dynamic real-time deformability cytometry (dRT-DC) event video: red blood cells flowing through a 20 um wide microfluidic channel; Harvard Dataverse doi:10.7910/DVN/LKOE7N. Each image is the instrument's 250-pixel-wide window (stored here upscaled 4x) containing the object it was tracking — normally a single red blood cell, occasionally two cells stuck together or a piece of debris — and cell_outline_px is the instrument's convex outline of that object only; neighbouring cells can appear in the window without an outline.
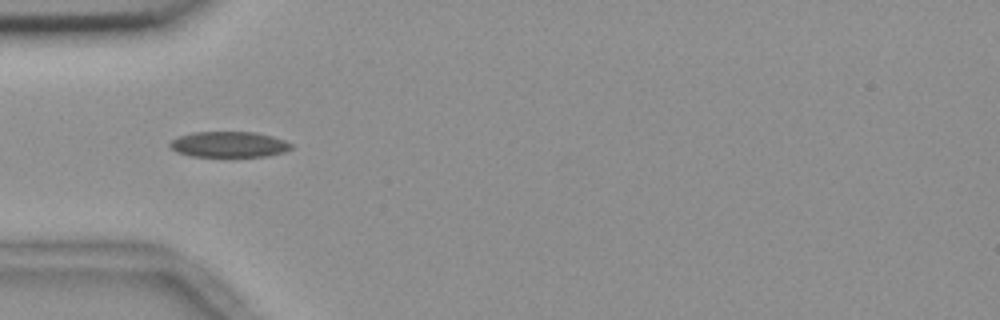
{"species": "common noctule bat (a hibernating species)", "species_latin": "Nyctalus noctula", "temperature_condition": "room temperature", "stored_images_in_passage": 55, "camera_frame_rate_fps": 3000, "um_per_image_px": 0.085, "animal": {"sex": "female", "body_mass_g": 18.4}, "frame": {"image": 1, "passage_image": 17, "time_ms": 5.333, "image_size_px": [1000, 320], "cell_outline_px": [[292, 148], [284, 152], [268, 156], [232, 160], [228, 160], [192, 156], [176, 152], [168, 144], [172, 140], [180, 136], [192, 132], [256, 132], [272, 136], [284, 140], [292, 144]], "centroid_in_image_um": [19.48, 12.34], "position_along_channel_um": 65.5, "area_um2": 19.25}}
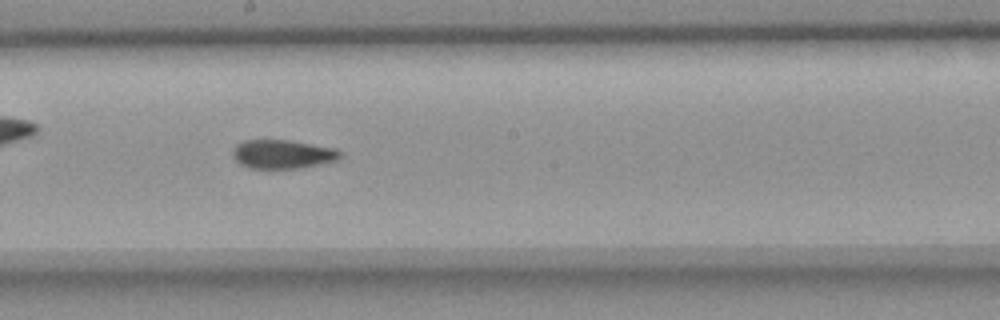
{"frame": {"image": 2, "passage_image": 30, "time_ms": 9.667, "image_size_px": [1000, 320], "cell_outline_px": [[344, 156], [336, 160], [296, 168], [248, 168], [240, 164], [232, 156], [232, 152], [236, 144], [244, 140], [288, 140], [336, 148], [344, 152]], "centroid_in_image_um": [24.02, 13.09], "position_along_channel_um": 224.2, "area_um2": 18.03}}
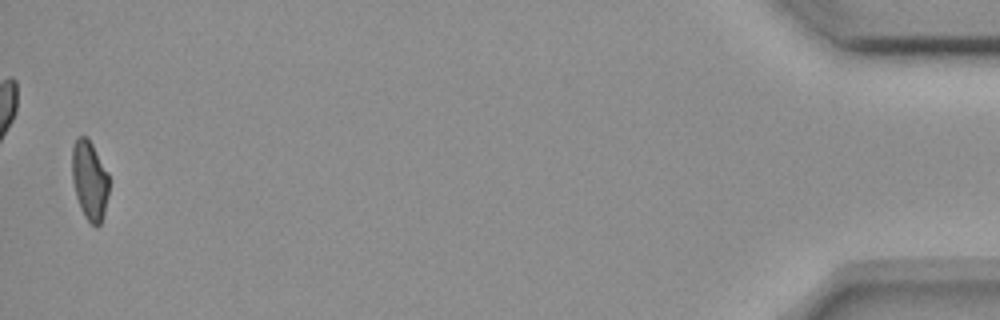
{"frame": {"image": 3, "passage_image": 54, "time_ms": 17.667, "image_size_px": [1000, 320], "cell_outline_px": [[108, 196], [104, 212], [100, 224], [96, 228], [84, 216], [80, 208], [76, 196], [72, 180], [72, 144], [76, 136], [88, 136], [108, 172]], "centroid_in_image_um": [7.6, 15.28], "position_along_channel_um": 427.6, "area_um2": 17.28}, "authors_computed_cell_mechanics": {"area_um2": 18.1492, "velocity_mm_per_s": 3.6825, "shape_relaxation_time_tau1_ms": null, "shape_relaxation_time_tau2_ms": 3.2178, "deformation_change_tau1": null, "deformation_change_tau2": 0.0872}}